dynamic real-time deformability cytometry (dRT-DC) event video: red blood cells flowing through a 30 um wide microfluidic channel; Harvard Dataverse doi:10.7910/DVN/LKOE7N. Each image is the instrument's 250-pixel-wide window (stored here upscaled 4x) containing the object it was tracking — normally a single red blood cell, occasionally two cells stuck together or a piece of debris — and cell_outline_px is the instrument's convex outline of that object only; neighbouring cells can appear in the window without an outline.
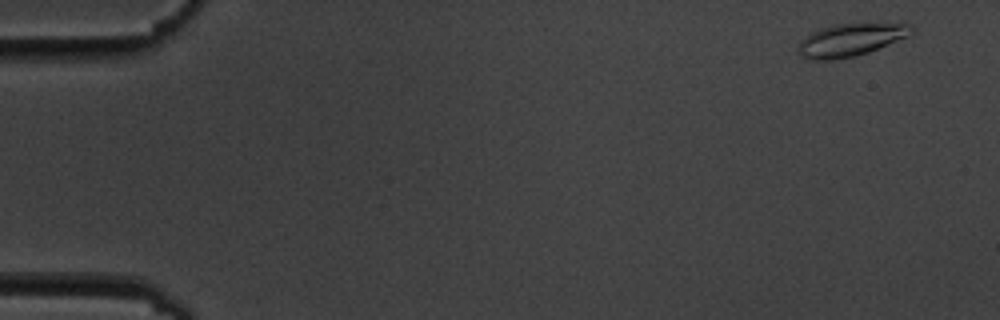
{"species": "common noctule bat (a hibernating species)", "species_latin": "Nyctalus noctula", "temperature_condition": "cold", "stored_images_in_passage": 11, "camera_frame_rate_fps": 3000, "um_per_image_px": 0.085, "animal": {"sex": "male", "body_mass_g": 19.5, "forearm_length_mm": 54.6}, "frame": {"image": 1, "passage_image": 1, "time_ms": 0.0, "image_size_px": [1000, 320], "cell_outline_px": [[912, 32], [908, 36], [868, 52], [852, 56], [832, 60], [812, 60], [800, 56], [796, 48], [796, 44], [804, 36], [820, 28], [836, 24], [908, 24], [912, 28]], "centroid_in_image_um": [72.18, 3.4], "position_along_channel_um": 12.8, "area_um2": 21.27}}
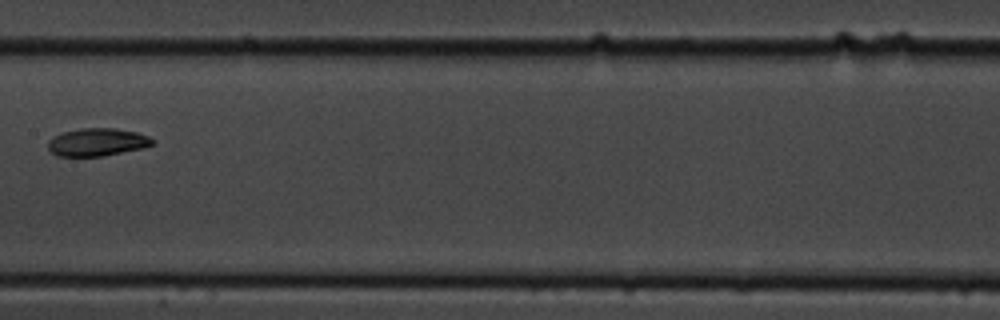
{"frame": {"image": 2, "passage_image": 8, "time_ms": 9.0, "image_size_px": [1000, 320], "cell_outline_px": [[152, 144], [144, 148], [104, 156], [56, 156], [48, 148], [48, 140], [52, 136], [64, 132], [80, 128], [116, 128], [136, 132], [148, 136], [152, 140]], "centroid_in_image_um": [8.23, 12.08], "position_along_channel_um": 199.2, "area_um2": 16.94}}
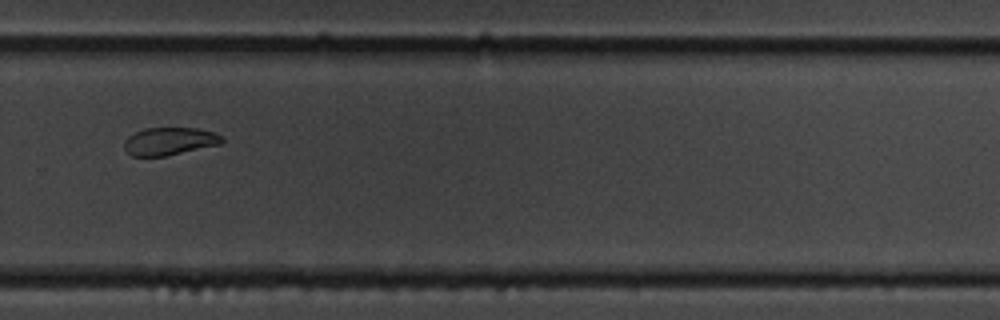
{"frame": {"image": 3, "passage_image": 11, "time_ms": 12.333, "image_size_px": [1000, 320], "cell_outline_px": [[224, 140], [220, 144], [164, 156], [132, 156], [124, 148], [124, 140], [128, 136], [144, 128], [196, 128], [212, 132], [224, 136]], "centroid_in_image_um": [14.39, 12.0], "position_along_channel_um": 315.4, "area_um2": 15.66}}